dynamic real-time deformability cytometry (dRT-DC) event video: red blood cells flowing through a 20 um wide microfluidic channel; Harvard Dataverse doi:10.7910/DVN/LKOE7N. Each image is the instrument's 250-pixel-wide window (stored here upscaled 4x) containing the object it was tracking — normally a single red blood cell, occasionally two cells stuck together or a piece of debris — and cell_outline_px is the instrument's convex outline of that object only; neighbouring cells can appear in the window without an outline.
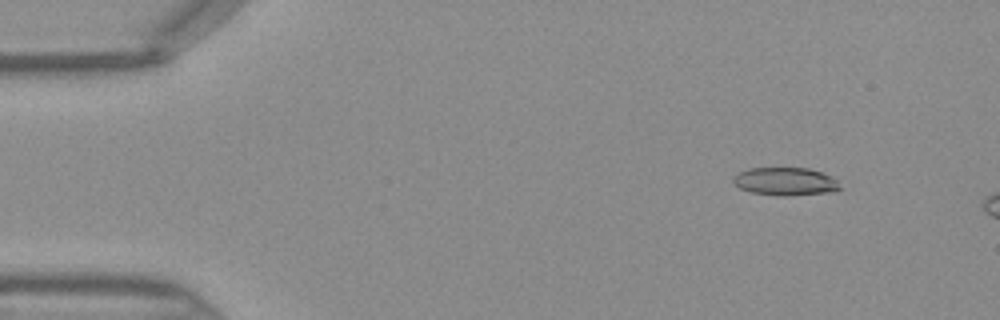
{"species": "Egyptian fruit bat (a non-hibernating species)", "species_latin": "Rousettus aegyptiacus", "temperature_condition": "warm", "stored_images_in_passage": 10, "camera_frame_rate_fps": 3000, "um_per_image_px": 0.085, "frame": {"image": 1, "passage_image": 5, "time_ms": 1.333, "image_size_px": [1000, 320], "cell_outline_px": [[840, 188], [836, 192], [792, 196], [776, 196], [752, 192], [740, 188], [732, 180], [740, 172], [748, 168], [808, 168], [832, 176], [836, 180]], "centroid_in_image_um": [66.8, 15.44], "position_along_channel_um": 18.2, "area_um2": 17.46}}